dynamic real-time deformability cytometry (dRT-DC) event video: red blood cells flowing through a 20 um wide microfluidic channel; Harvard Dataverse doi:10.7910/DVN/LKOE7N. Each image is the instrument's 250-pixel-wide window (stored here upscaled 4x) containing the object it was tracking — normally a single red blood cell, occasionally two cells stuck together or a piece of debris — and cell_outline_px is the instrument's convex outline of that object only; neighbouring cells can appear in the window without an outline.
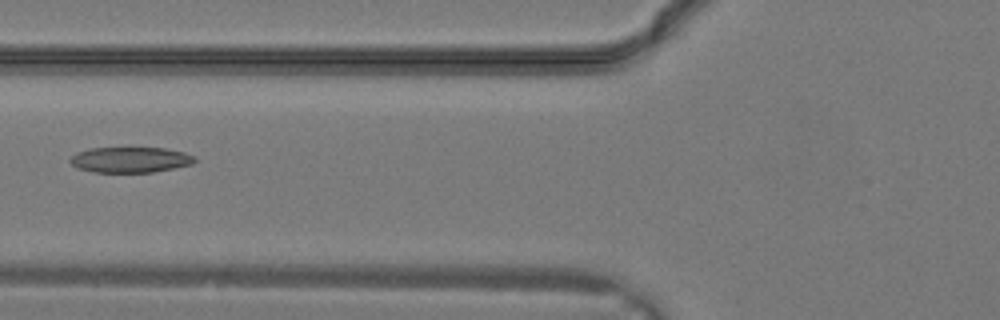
{"species": "common noctule bat (a hibernating species)", "species_latin": "Nyctalus noctula", "temperature_condition": "warm", "stored_images_in_passage": 7, "camera_frame_rate_fps": 3000, "um_per_image_px": 0.085, "animal": {"sex": "male", "body_mass_g": 19.2, "forearm_length_mm": 51.8}, "frame": {"image": 1, "passage_image": 4, "time_ms": 1.0, "image_size_px": [1000, 320], "cell_outline_px": [[196, 160], [192, 164], [176, 168], [152, 172], [92, 172], [76, 168], [68, 160], [76, 152], [88, 148], [164, 148], [184, 152], [192, 156]], "centroid_in_image_um": [11.03, 13.58], "position_along_channel_um": 114.8, "area_um2": 18.61}}
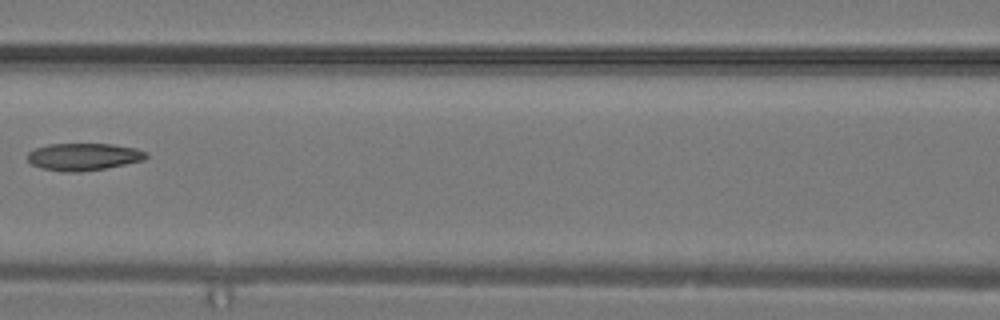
{"frame": {"image": 2, "passage_image": 6, "time_ms": 1.667, "image_size_px": [1000, 320], "cell_outline_px": [[148, 156], [144, 160], [104, 168], [80, 172], [60, 172], [40, 168], [32, 164], [28, 160], [28, 152], [36, 148], [48, 144], [112, 144], [136, 148], [148, 152]], "centroid_in_image_um": [7.1, 13.32], "position_along_channel_um": 159.5, "area_um2": 18.9}}